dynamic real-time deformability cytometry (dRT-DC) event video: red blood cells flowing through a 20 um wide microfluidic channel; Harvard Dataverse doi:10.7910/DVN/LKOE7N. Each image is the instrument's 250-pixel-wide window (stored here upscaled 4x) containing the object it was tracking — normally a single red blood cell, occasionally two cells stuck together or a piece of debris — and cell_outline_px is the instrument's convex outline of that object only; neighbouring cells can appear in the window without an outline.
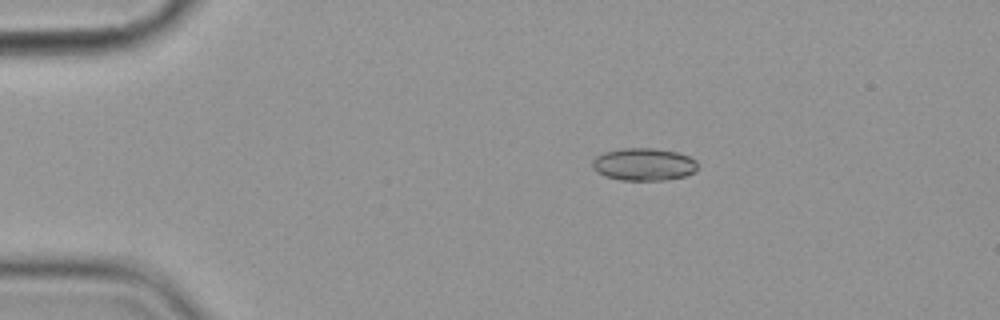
{"species": "common noctule bat (a hibernating species)", "species_latin": "Nyctalus noctula", "temperature_condition": "cold", "stored_images_in_passage": 9, "camera_frame_rate_fps": 3000, "um_per_image_px": 0.085, "animal": {"sex": "female", "body_mass_g": 19.9}, "frame": {"image": 1, "passage_image": 3, "time_ms": 2.333, "image_size_px": [1000, 320], "cell_outline_px": [[696, 172], [684, 176], [664, 180], [620, 180], [604, 176], [596, 172], [592, 168], [592, 160], [596, 156], [604, 152], [624, 148], [652, 148], [676, 152], [688, 156], [696, 160]], "centroid_in_image_um": [54.69, 13.97], "position_along_channel_um": 30.3, "area_um2": 20.0}}
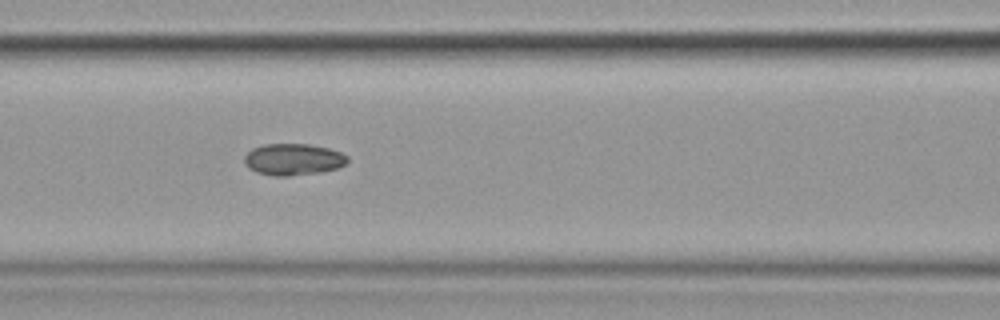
{"frame": {"image": 2, "passage_image": 7, "time_ms": 7.0, "image_size_px": [1000, 320], "cell_outline_px": [[348, 164], [336, 168], [320, 172], [288, 176], [272, 176], [256, 172], [248, 168], [244, 164], [244, 156], [252, 148], [264, 144], [308, 144], [328, 148], [340, 152], [348, 156]], "centroid_in_image_um": [24.91, 13.55], "position_along_channel_um": 141.7, "area_um2": 19.13}}
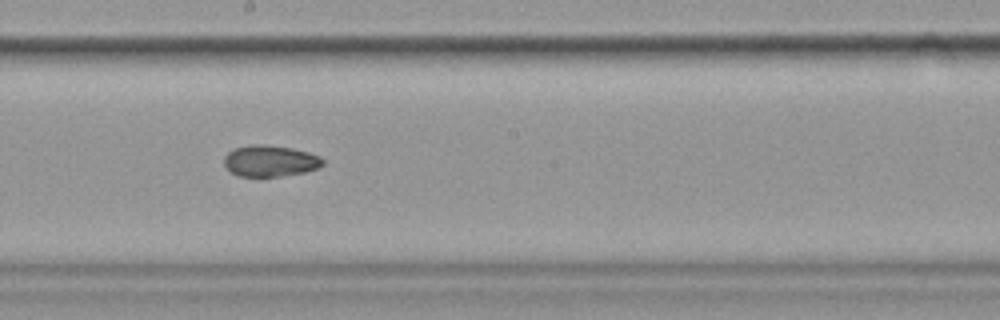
{"frame": {"image": 3, "passage_image": 9, "time_ms": 9.333, "image_size_px": [1000, 320], "cell_outline_px": [[324, 164], [320, 168], [304, 172], [280, 176], [240, 176], [232, 172], [224, 164], [224, 156], [228, 152], [236, 148], [252, 144], [260, 144], [292, 148], [308, 152], [320, 156], [324, 160]], "centroid_in_image_um": [22.99, 13.67], "position_along_channel_um": 225.2, "area_um2": 17.92}}